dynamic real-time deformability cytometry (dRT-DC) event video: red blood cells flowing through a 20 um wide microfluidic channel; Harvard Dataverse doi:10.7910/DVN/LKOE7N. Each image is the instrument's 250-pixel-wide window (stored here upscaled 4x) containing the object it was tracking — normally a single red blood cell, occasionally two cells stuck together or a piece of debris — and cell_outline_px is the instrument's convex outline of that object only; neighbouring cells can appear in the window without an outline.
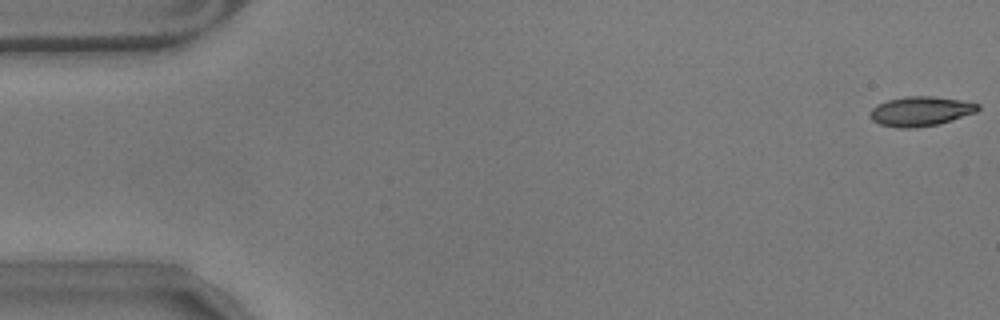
{"species": "common noctule bat (a hibernating species)", "species_latin": "Nyctalus noctula", "temperature_condition": "warm", "stored_images_in_passage": 32, "camera_frame_rate_fps": 3000, "um_per_image_px": 0.085, "animal": {"sex": "male", "body_mass_g": 17.9}, "frame": {"image": 1, "passage_image": 1, "time_ms": 0.0, "image_size_px": [1000, 320], "cell_outline_px": [[980, 108], [976, 112], [940, 124], [912, 128], [900, 128], [880, 124], [872, 120], [872, 108], [876, 104], [888, 100], [908, 96], [932, 96], [960, 100], [980, 104]], "centroid_in_image_um": [78.27, 9.45], "position_along_channel_um": 6.7, "area_um2": 18.44}}
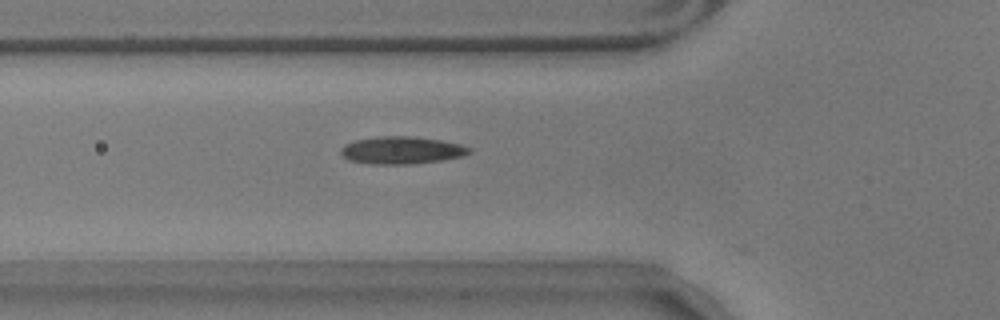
{"frame": {"image": 2, "passage_image": 20, "time_ms": 6.333, "image_size_px": [1000, 320], "cell_outline_px": [[472, 152], [464, 156], [416, 164], [372, 164], [348, 160], [340, 152], [340, 148], [344, 144], [356, 140], [380, 136], [412, 136], [440, 140], [460, 144], [472, 148]], "centroid_in_image_um": [34.15, 12.77], "position_along_channel_um": 91.6, "area_um2": 20.63}}
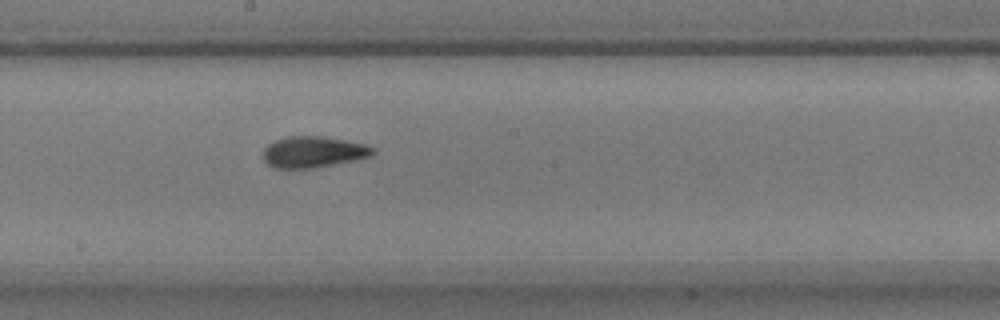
{"frame": {"image": 3, "passage_image": 31, "time_ms": 10.0, "image_size_px": [1000, 320], "cell_outline_px": [[376, 152], [372, 156], [356, 160], [312, 168], [276, 168], [268, 164], [264, 160], [264, 148], [272, 140], [284, 136], [324, 136], [348, 140], [364, 144], [376, 148]], "centroid_in_image_um": [26.66, 12.9], "position_along_channel_um": 221.5, "area_um2": 20.23}}